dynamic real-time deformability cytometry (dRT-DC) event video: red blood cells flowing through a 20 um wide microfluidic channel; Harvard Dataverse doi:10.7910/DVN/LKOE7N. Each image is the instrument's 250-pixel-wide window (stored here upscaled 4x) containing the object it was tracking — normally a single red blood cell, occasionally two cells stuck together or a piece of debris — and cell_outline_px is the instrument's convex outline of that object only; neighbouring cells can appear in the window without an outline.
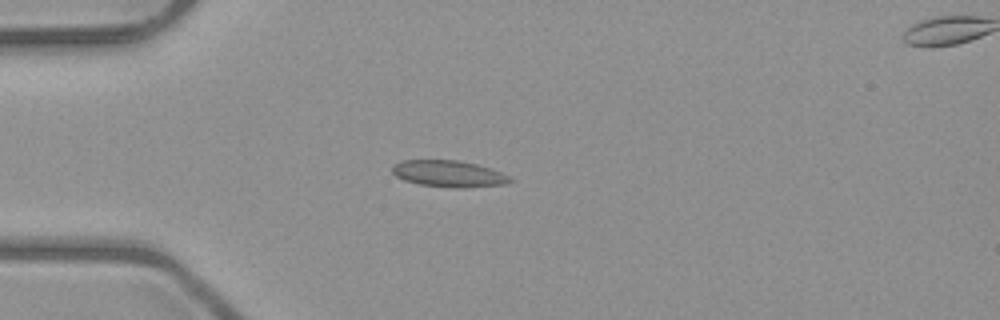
{"species": "common noctule bat (a hibernating species)", "species_latin": "Nyctalus noctula", "temperature_condition": "room temperature", "stored_images_in_passage": 5, "camera_frame_rate_fps": 3000, "um_per_image_px": 0.085, "animal": {"sex": "male", "body_mass_g": 23.1, "forearm_length_mm": 52.7}, "frame": {"image": 1, "passage_image": 4, "time_ms": 3.333, "image_size_px": [1000, 320], "cell_outline_px": [[512, 180], [504, 184], [464, 188], [456, 188], [420, 184], [404, 180], [396, 176], [392, 172], [392, 164], [400, 160], [456, 160], [476, 164], [492, 168], [508, 176]], "centroid_in_image_um": [38.1, 14.76], "position_along_channel_um": 46.9, "area_um2": 18.15}}